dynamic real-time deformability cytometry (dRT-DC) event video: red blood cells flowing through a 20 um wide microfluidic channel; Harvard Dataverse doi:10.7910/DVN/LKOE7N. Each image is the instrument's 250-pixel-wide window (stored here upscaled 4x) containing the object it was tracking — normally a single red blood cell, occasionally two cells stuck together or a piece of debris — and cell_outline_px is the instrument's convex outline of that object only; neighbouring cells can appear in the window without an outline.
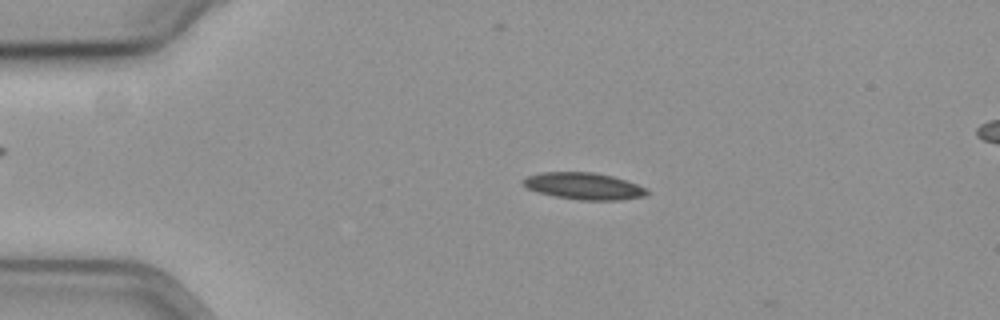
{"species": "common noctule bat (a hibernating species)", "species_latin": "Nyctalus noctula", "temperature_condition": "cold", "stored_images_in_passage": 13, "camera_frame_rate_fps": 3000, "um_per_image_px": 0.085, "animal": {"sex": "female", "body_mass_g": 19.3, "forearm_length_mm": 54.1}, "frame": {"image": 1, "passage_image": 12, "time_ms": 3.667, "image_size_px": [1000, 320], "cell_outline_px": [[648, 192], [644, 196], [620, 200], [580, 200], [556, 196], [536, 192], [528, 188], [520, 180], [528, 176], [540, 172], [592, 172], [612, 176], [648, 188]], "centroid_in_image_um": [49.61, 15.81], "position_along_channel_um": 35.4, "area_um2": 19.25}}